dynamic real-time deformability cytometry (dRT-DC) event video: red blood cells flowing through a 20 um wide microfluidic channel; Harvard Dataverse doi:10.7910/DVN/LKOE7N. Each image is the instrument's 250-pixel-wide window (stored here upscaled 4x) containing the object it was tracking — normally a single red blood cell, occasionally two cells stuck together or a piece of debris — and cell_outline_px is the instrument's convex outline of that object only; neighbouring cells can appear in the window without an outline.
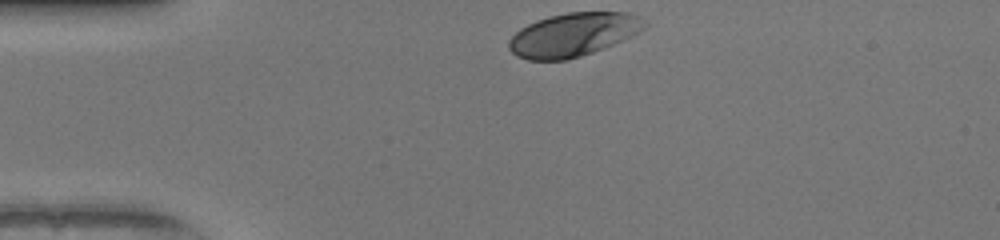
{"species": "human", "species_latin": "Homo sapiens", "temperature_condition": "warm", "stored_images_in_passage": 31, "camera_frame_rate_fps": 3000, "um_per_image_px": 0.085, "donor": {"sex": "female"}, "frame": {"image": 1, "passage_image": 1, "time_ms": 0.0, "image_size_px": [1000, 240], "cell_outline_px": [[648, 24], [644, 28], [612, 44], [592, 52], [580, 56], [564, 60], [528, 60], [516, 56], [508, 48], [508, 40], [520, 28], [536, 20], [548, 16], [568, 12], [628, 12], [640, 16], [648, 20]], "centroid_in_image_um": [48.7, 2.93], "position_along_channel_um": 36.3, "area_um2": 34.28}}
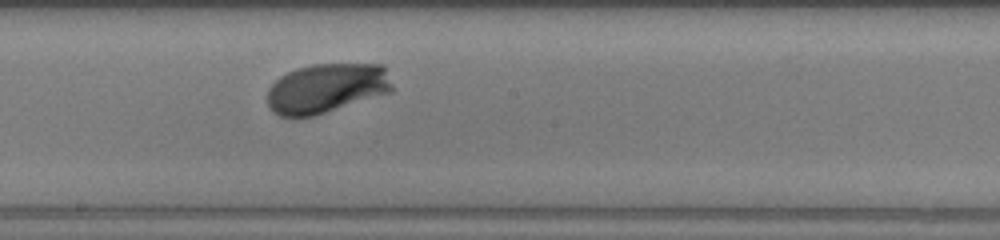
{"frame": {"image": 2, "passage_image": 18, "time_ms": 5.667, "image_size_px": [1000, 240], "cell_outline_px": [[396, 88], [392, 92], [312, 116], [280, 116], [272, 112], [268, 104], [268, 88], [280, 76], [296, 68], [312, 64], [384, 64]], "centroid_in_image_um": [27.8, 7.48], "position_along_channel_um": 220.4, "area_um2": 36.3}}
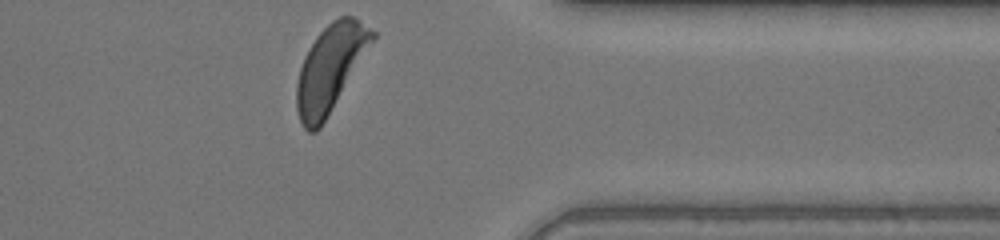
{"frame": {"image": 3, "passage_image": 31, "time_ms": 10.0, "image_size_px": [1000, 240], "cell_outline_px": [[376, 36], [320, 128], [316, 132], [308, 132], [304, 128], [300, 120], [296, 108], [296, 84], [300, 68], [304, 56], [308, 48], [316, 36], [332, 20], [340, 16], [352, 16], [376, 32]], "centroid_in_image_um": [28.03, 5.8], "position_along_channel_um": 383.4, "area_um2": 37.45}, "authors_computed_cell_mechanics": {"area_um2": 35.9516, "velocity_mm_per_s": 4.0187, "shape_relaxation_time_tau1_ms": 1.5524, "shape_relaxation_time_tau2_ms": null, "deformation_change_tau1": 0.1303, "deformation_change_tau2": null}}